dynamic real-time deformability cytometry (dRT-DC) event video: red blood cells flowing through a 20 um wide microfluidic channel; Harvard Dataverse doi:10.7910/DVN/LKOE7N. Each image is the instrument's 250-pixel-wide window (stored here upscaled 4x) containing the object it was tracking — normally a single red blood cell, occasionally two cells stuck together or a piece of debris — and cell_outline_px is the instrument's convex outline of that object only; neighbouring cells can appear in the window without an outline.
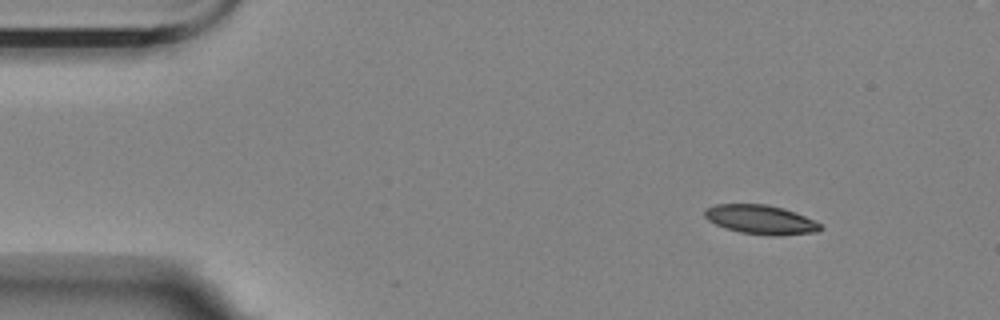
{"species": "Egyptian fruit bat (a non-hibernating species)", "species_latin": "Rousettus aegyptiacus", "temperature_condition": "room temperature", "stored_images_in_passage": 7, "camera_frame_rate_fps": 3000, "um_per_image_px": 0.085, "animal": {"sex": "female"}, "frame": {"image": 1, "passage_image": 1, "time_ms": 0.0, "image_size_px": [1000, 320], "cell_outline_px": [[824, 228], [816, 232], [776, 236], [772, 236], [740, 232], [724, 228], [708, 220], [704, 216], [704, 212], [708, 208], [716, 204], [768, 204], [784, 208], [804, 216], [820, 224]], "centroid_in_image_um": [64.66, 18.67], "position_along_channel_um": 20.3, "area_um2": 19.59}}
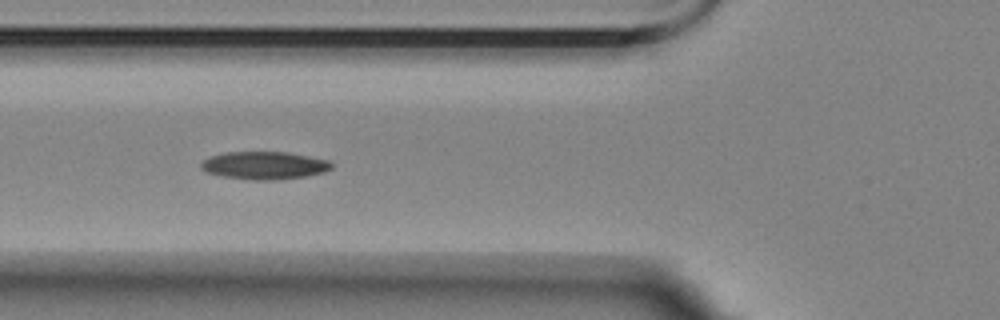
{"frame": {"image": 2, "passage_image": 4, "time_ms": 4.667, "image_size_px": [1000, 320], "cell_outline_px": [[332, 168], [324, 172], [304, 176], [276, 180], [252, 180], [224, 176], [208, 172], [200, 168], [200, 164], [204, 160], [212, 156], [224, 152], [288, 152], [328, 160], [332, 164]], "centroid_in_image_um": [22.48, 14.06], "position_along_channel_um": 103.3, "area_um2": 20.92}}
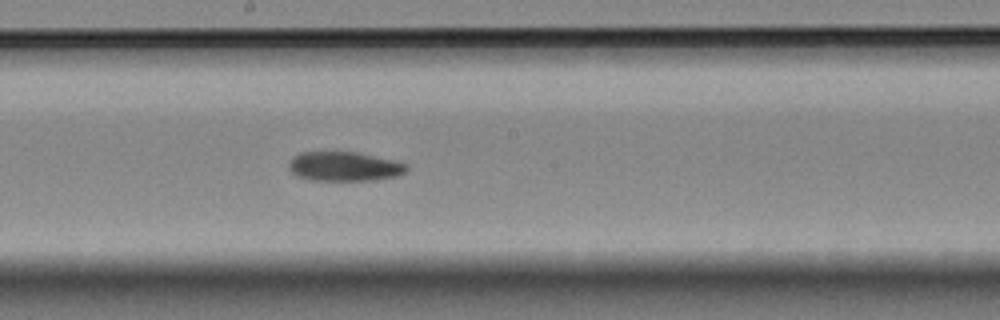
{"frame": {"image": 3, "passage_image": 7, "time_ms": 8.0, "image_size_px": [1000, 320], "cell_outline_px": [[408, 168], [404, 172], [396, 176], [376, 180], [308, 180], [296, 176], [288, 168], [288, 160], [292, 156], [300, 152], [356, 152], [396, 160], [408, 164]], "centroid_in_image_um": [29.23, 14.14], "position_along_channel_um": 219.0, "area_um2": 20.4}}